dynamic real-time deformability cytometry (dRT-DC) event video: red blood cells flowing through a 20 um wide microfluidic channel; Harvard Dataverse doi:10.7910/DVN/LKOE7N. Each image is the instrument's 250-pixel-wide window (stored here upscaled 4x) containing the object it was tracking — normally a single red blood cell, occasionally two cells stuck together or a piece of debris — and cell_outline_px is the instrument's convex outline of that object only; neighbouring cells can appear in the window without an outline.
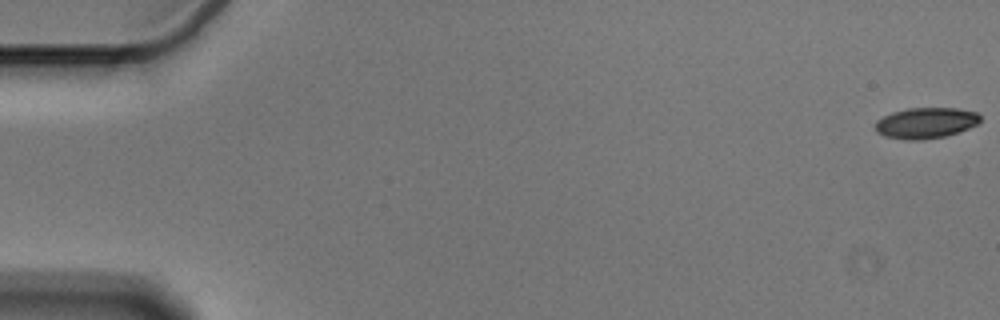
{"species": "Egyptian fruit bat (a non-hibernating species)", "species_latin": "Rousettus aegyptiacus", "temperature_condition": "cold", "stored_images_in_passage": 57, "camera_frame_rate_fps": 3000, "um_per_image_px": 0.085, "animal": {"sex": "male"}, "frame": {"image": 1, "passage_image": 1, "time_ms": 0.0, "image_size_px": [1000, 320], "cell_outline_px": [[980, 120], [976, 124], [960, 132], [944, 136], [924, 140], [904, 140], [884, 136], [876, 132], [876, 120], [892, 112], [908, 108], [956, 108], [976, 112], [980, 116]], "centroid_in_image_um": [78.67, 10.46], "position_along_channel_um": 6.3, "area_um2": 18.9}}
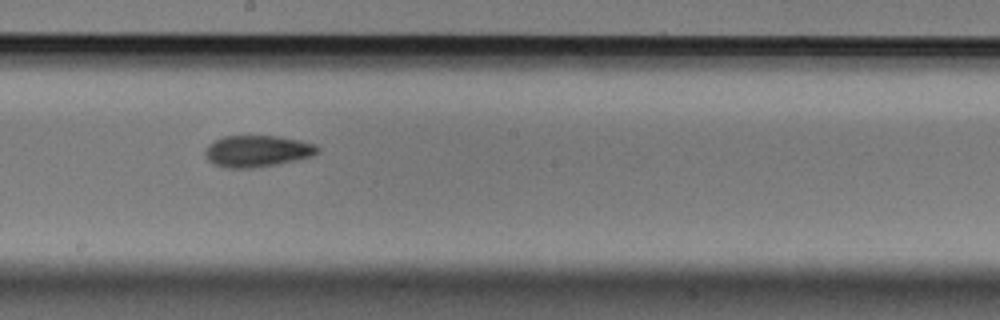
{"frame": {"image": 2, "passage_image": 32, "time_ms": 10.333, "image_size_px": [1000, 320], "cell_outline_px": [[320, 152], [312, 156], [296, 160], [256, 168], [224, 168], [212, 164], [204, 156], [204, 148], [208, 144], [224, 136], [280, 136], [300, 140], [316, 144], [320, 148]], "centroid_in_image_um": [21.85, 12.85], "position_along_channel_um": 226.3, "area_um2": 21.04}}
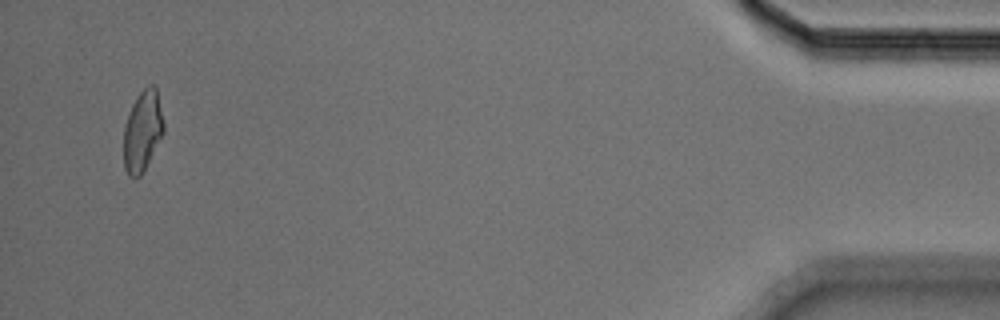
{"frame": {"image": 3, "passage_image": 55, "time_ms": 18.0, "image_size_px": [1000, 320], "cell_outline_px": [[164, 132], [144, 172], [136, 180], [132, 180], [128, 176], [124, 168], [124, 128], [132, 104], [136, 96], [148, 84], [152, 84], [156, 88], [164, 124]], "centroid_in_image_um": [12.11, 11.2], "position_along_channel_um": 423.1, "area_um2": 19.02}, "authors_computed_cell_mechanics": {"area_um2": 19.7676, "velocity_mm_per_s": 3.5886, "shape_relaxation_time_tau1_ms": 3.5815, "shape_relaxation_time_tau2_ms": 4.0661, "deformation_change_tau1": 0.1009, "deformation_change_tau2": 0.0966}}